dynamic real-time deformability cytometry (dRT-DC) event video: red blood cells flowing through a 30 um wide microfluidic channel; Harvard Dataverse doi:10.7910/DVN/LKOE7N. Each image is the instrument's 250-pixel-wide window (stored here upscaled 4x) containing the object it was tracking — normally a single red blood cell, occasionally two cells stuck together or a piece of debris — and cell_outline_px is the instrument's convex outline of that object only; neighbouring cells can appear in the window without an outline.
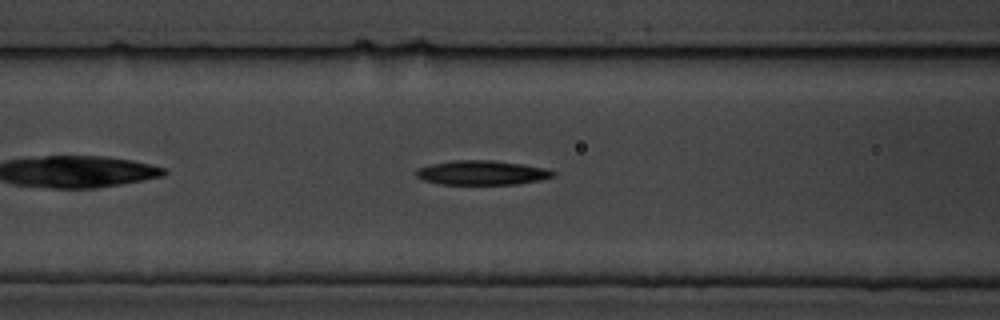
{"species": "common noctule bat (a hibernating species)", "species_latin": "Nyctalus noctula", "temperature_condition": "cold", "stored_images_in_passage": 34, "camera_frame_rate_fps": 3000, "um_per_image_px": 0.085, "animal": {"sex": "male", "body_mass_g": 19.5, "forearm_length_mm": 54.6}, "frame": {"image": 1, "passage_image": 10, "time_ms": 3.0, "image_size_px": [1000, 320], "cell_outline_px": [[556, 176], [540, 180], [520, 184], [440, 184], [424, 180], [416, 176], [416, 168], [432, 164], [452, 160], [492, 160], [548, 168], [556, 172]], "centroid_in_image_um": [41.0, 14.68], "position_along_channel_um": 125.6, "area_um2": 19.54}}
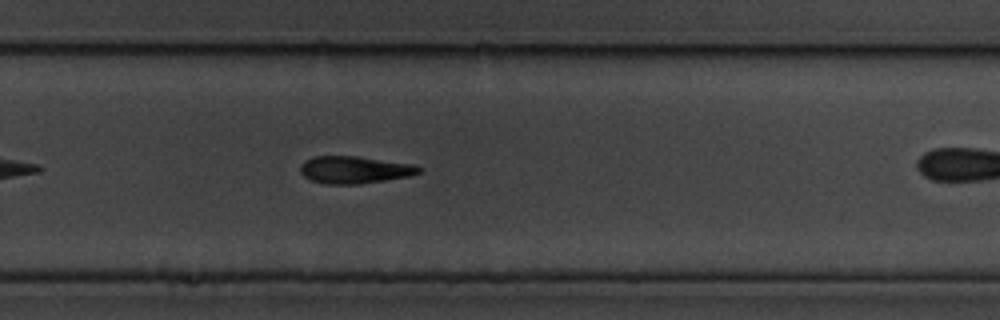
{"frame": {"image": 2, "passage_image": 25, "time_ms": 8.0, "image_size_px": [1000, 320], "cell_outline_px": [[420, 172], [408, 176], [384, 180], [356, 184], [328, 184], [312, 180], [304, 176], [300, 172], [300, 164], [304, 160], [316, 156], [356, 156], [412, 164], [420, 168]], "centroid_in_image_um": [30.08, 14.42], "position_along_channel_um": 299.7, "area_um2": 18.55}}